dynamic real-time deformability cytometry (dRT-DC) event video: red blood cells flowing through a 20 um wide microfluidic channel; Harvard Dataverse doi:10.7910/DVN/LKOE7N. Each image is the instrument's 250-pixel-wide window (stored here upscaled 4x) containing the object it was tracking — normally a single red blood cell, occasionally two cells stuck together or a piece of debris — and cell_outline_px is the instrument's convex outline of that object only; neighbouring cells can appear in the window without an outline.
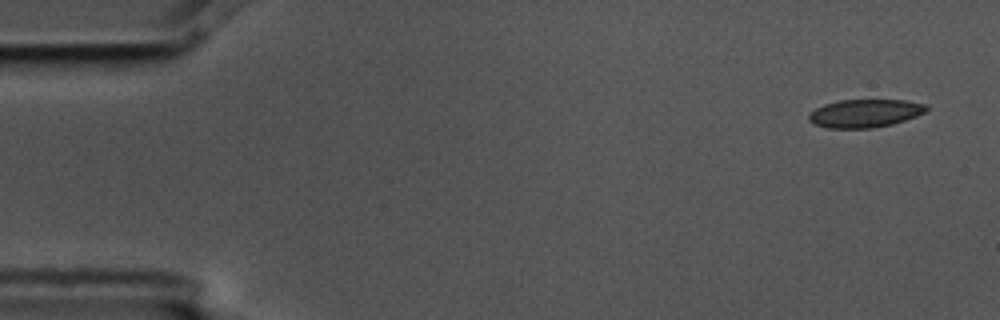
{"species": "common noctule bat (a hibernating species)", "species_latin": "Nyctalus noctula", "temperature_condition": "cold", "stored_images_in_passage": 4, "camera_frame_rate_fps": 3000, "um_per_image_px": 0.085, "animal": {"sex": "male", "body_mass_g": 17.5, "forearm_length_mm": 52.3}, "frame": {"image": 1, "passage_image": 1, "time_ms": 0.0, "image_size_px": [1000, 320], "cell_outline_px": [[928, 108], [924, 112], [916, 116], [892, 124], [872, 128], [828, 128], [812, 124], [808, 120], [808, 116], [816, 108], [824, 104], [840, 100], [904, 100], [928, 104]], "centroid_in_image_um": [73.51, 9.63], "position_along_channel_um": 11.5, "area_um2": 19.25}}